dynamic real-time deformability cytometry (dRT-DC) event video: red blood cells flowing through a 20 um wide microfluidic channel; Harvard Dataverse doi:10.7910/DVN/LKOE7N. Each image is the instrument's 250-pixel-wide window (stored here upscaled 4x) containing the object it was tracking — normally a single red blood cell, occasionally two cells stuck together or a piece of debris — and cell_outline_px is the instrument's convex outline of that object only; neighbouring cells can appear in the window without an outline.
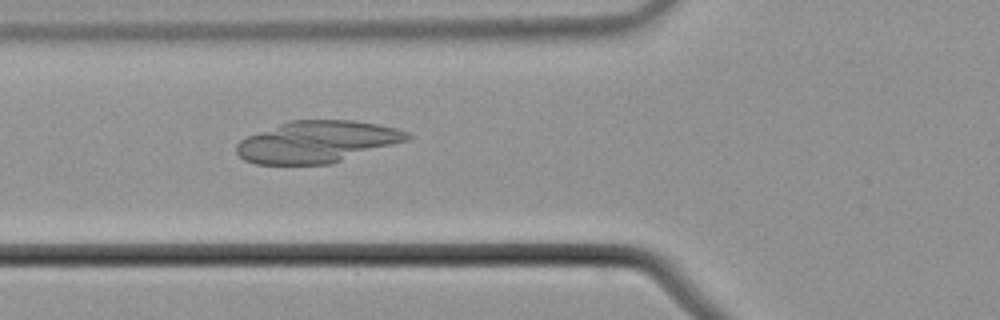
{"species": "common noctule bat (a hibernating species)", "species_latin": "Nyctalus noctula", "temperature_condition": "cold", "stored_images_in_passage": 32, "camera_frame_rate_fps": 3000, "um_per_image_px": 0.085, "animal": {"sex": "male", "body_mass_g": 21.5, "forearm_length_mm": 52.0}, "frame": {"image": 1, "passage_image": 3, "time_ms": 0.667, "image_size_px": [1000, 320], "cell_outline_px": [[412, 136], [408, 140], [332, 164], [256, 164], [244, 160], [236, 152], [236, 144], [240, 140], [248, 136], [288, 120], [352, 120], [376, 124], [396, 128], [408, 132]], "centroid_in_image_um": [26.95, 12.05], "position_along_channel_um": 98.9, "area_um2": 41.5}}
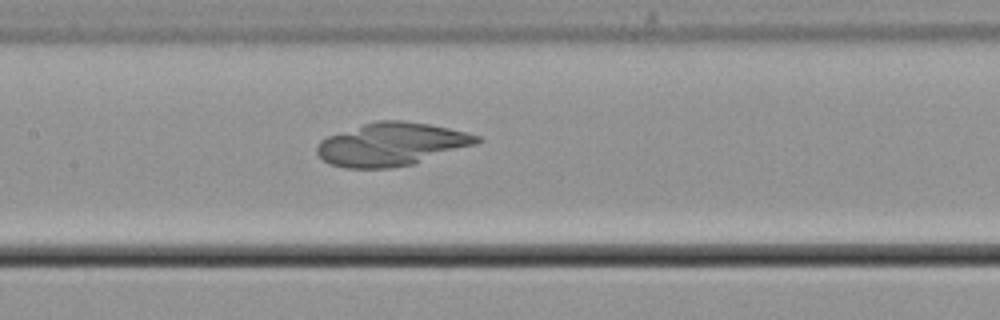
{"frame": {"image": 2, "passage_image": 9, "time_ms": 2.667, "image_size_px": [1000, 320], "cell_outline_px": [[484, 140], [476, 144], [412, 164], [388, 168], [344, 168], [332, 164], [324, 160], [316, 152], [316, 148], [320, 140], [328, 136], [376, 120], [400, 120], [428, 124], [468, 132], [484, 136]], "centroid_in_image_um": [33.31, 12.26], "position_along_channel_um": 174.1, "area_um2": 39.88}}
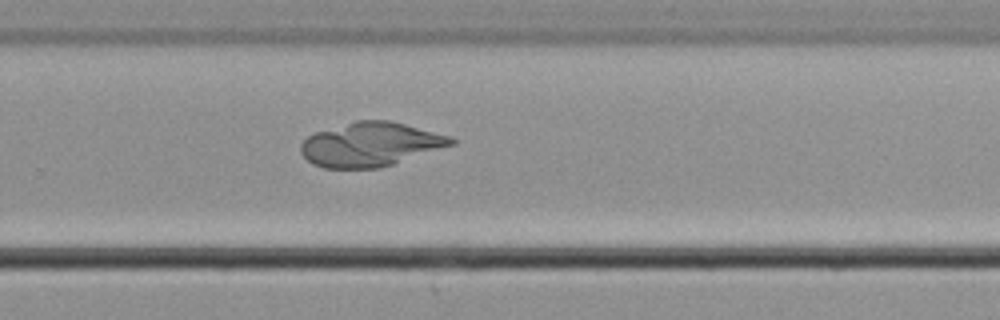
{"frame": {"image": 3, "passage_image": 19, "time_ms": 6.0, "image_size_px": [1000, 320], "cell_outline_px": [[456, 144], [380, 168], [324, 168], [312, 164], [300, 152], [300, 144], [308, 136], [316, 132], [356, 120], [388, 120], [452, 136], [456, 140]], "centroid_in_image_um": [31.51, 12.28], "position_along_channel_um": 298.3, "area_um2": 38.55}}